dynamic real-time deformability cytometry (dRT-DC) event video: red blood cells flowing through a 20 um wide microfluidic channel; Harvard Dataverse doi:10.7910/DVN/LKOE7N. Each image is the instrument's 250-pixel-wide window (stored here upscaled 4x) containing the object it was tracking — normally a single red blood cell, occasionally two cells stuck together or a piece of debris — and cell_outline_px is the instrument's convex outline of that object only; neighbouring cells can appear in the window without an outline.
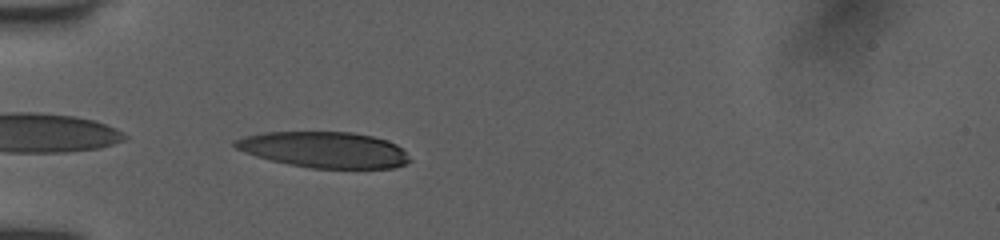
{"species": "human", "species_latin": "Homo sapiens", "temperature_condition": "room temperature", "stored_images_in_passage": 8, "camera_frame_rate_fps": 3000, "um_per_image_px": 0.085, "donor": {"sex": "female"}, "frame": {"image": 1, "passage_image": 5, "time_ms": 1.667, "image_size_px": [1000, 240], "cell_outline_px": [[412, 160], [404, 164], [392, 168], [312, 168], [288, 164], [256, 156], [244, 152], [236, 148], [232, 144], [232, 140], [244, 136], [264, 132], [352, 132], [372, 136], [388, 140], [396, 144]], "centroid_in_image_um": [27.53, 12.72], "position_along_channel_um": 57.5, "area_um2": 36.53}}
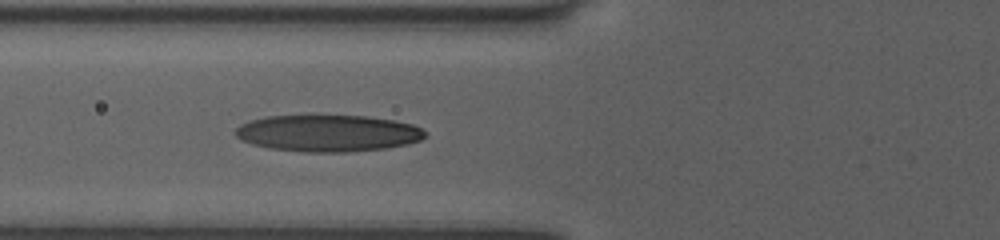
{"frame": {"image": 2, "passage_image": 8, "time_ms": 3.0, "image_size_px": [1000, 240], "cell_outline_px": [[428, 136], [420, 140], [408, 144], [388, 148], [348, 152], [300, 152], [268, 148], [252, 144], [236, 136], [236, 128], [252, 120], [268, 116], [308, 112], [368, 116], [392, 120], [412, 124], [428, 132]], "centroid_in_image_um": [27.9, 11.28], "position_along_channel_um": 97.9, "area_um2": 41.96}}